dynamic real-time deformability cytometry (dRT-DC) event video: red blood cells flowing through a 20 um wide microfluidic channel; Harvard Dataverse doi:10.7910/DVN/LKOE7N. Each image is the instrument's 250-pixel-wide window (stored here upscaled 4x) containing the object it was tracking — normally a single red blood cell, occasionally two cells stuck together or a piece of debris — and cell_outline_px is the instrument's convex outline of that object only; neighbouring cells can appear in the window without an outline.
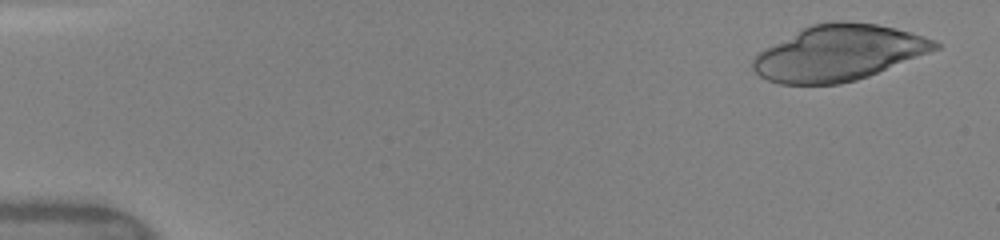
{"species": "human", "species_latin": "Homo sapiens", "temperature_condition": "warm", "stored_images_in_passage": 11, "camera_frame_rate_fps": 3000, "um_per_image_px": 0.085, "donor": {"sex": "female"}, "frame": {"image": 1, "passage_image": 1, "time_ms": 0.0, "image_size_px": [1000, 240], "cell_outline_px": [[940, 48], [868, 76], [856, 80], [840, 84], [780, 84], [768, 80], [760, 76], [752, 68], [752, 60], [764, 48], [812, 24], [832, 20], [844, 20], [876, 24], [896, 28], [924, 36], [936, 40], [940, 44]], "centroid_in_image_um": [71.29, 4.49], "position_along_channel_um": 13.7, "area_um2": 58.78}}